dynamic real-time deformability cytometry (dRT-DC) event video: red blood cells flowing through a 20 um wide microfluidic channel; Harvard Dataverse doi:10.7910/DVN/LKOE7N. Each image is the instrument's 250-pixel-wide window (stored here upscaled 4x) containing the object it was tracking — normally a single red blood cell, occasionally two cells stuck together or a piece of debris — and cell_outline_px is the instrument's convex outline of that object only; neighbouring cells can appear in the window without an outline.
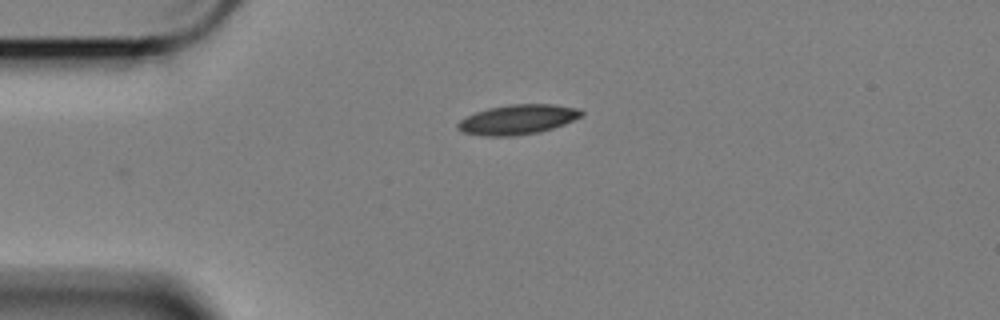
{"species": "Egyptian fruit bat (a non-hibernating species)", "species_latin": "Rousettus aegyptiacus", "temperature_condition": "cold", "stored_images_in_passage": 9, "camera_frame_rate_fps": 3000, "um_per_image_px": 0.085, "animal": {"sex": "female"}, "frame": {"image": 1, "passage_image": 1, "time_ms": 0.0, "image_size_px": [1000, 320], "cell_outline_px": [[584, 112], [580, 116], [564, 124], [540, 132], [512, 136], [484, 136], [464, 132], [456, 128], [456, 124], [460, 120], [476, 112], [488, 108], [508, 104], [556, 104], [580, 108]], "centroid_in_image_um": [44.01, 10.15], "position_along_channel_um": 41.0, "area_um2": 21.44}}
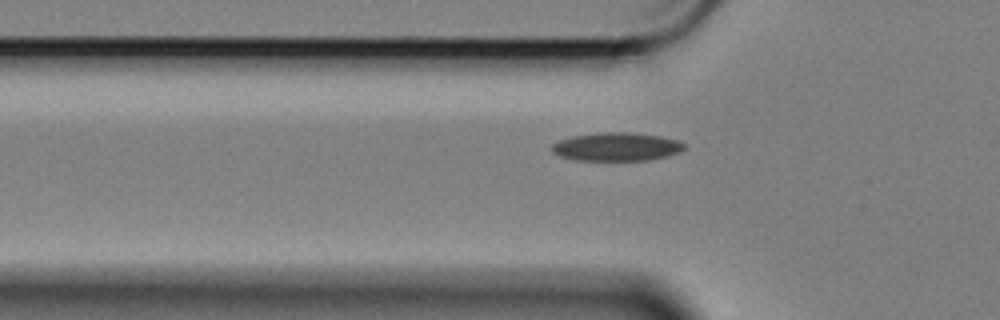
{"frame": {"image": 2, "passage_image": 6, "time_ms": 1.667, "image_size_px": [1000, 320], "cell_outline_px": [[684, 148], [680, 152], [648, 160], [576, 160], [560, 156], [552, 152], [552, 144], [560, 140], [572, 136], [596, 132], [632, 132], [660, 136], [676, 140], [684, 144]], "centroid_in_image_um": [52.37, 12.46], "position_along_channel_um": 73.4, "area_um2": 21.79}}